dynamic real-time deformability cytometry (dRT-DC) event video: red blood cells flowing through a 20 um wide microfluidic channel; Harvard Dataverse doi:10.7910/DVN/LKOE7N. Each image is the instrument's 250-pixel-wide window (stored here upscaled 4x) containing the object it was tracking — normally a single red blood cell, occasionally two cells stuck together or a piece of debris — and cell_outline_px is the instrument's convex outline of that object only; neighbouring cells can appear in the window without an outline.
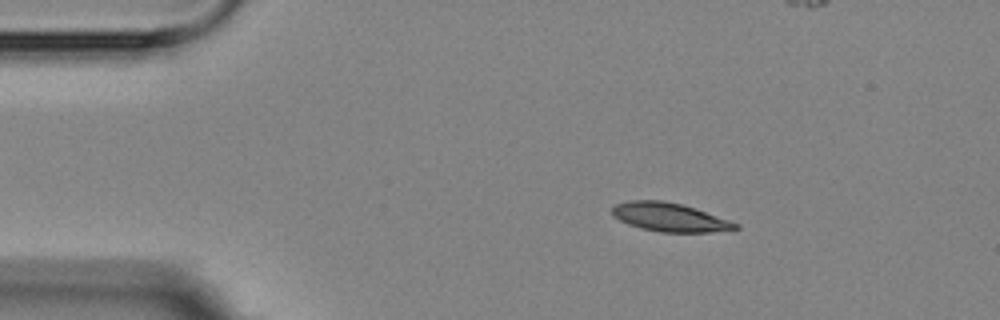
{"species": "Egyptian fruit bat (a non-hibernating species)", "species_latin": "Rousettus aegyptiacus", "temperature_condition": "room temperature", "stored_images_in_passage": 7, "camera_frame_rate_fps": 3000, "um_per_image_px": 0.085, "animal": {"sex": "female"}, "frame": {"image": 1, "passage_image": 2, "time_ms": 1.0, "image_size_px": [1000, 320], "cell_outline_px": [[740, 228], [712, 232], [660, 232], [640, 228], [628, 224], [612, 216], [612, 208], [616, 204], [628, 200], [660, 200], [680, 204], [696, 208], [740, 224]], "centroid_in_image_um": [56.91, 18.46], "position_along_channel_um": 28.1, "area_um2": 20.58}}